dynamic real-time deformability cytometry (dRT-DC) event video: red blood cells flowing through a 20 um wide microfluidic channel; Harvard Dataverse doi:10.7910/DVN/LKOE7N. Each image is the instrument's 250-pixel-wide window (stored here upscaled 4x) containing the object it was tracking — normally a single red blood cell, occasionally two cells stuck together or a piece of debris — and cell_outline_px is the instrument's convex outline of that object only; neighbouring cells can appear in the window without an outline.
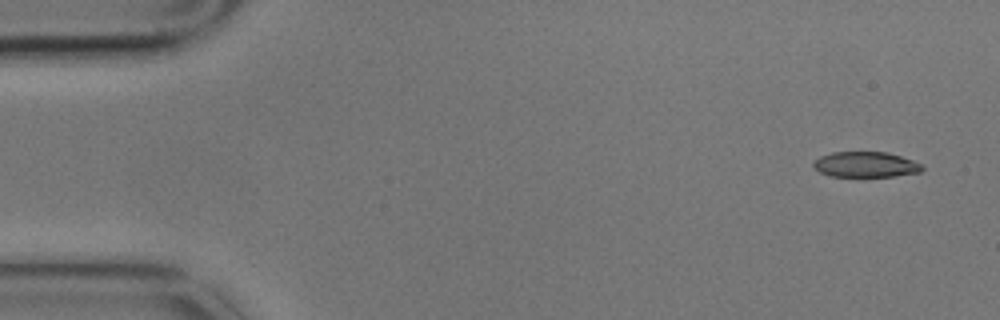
{"species": "common noctule bat (a hibernating species)", "species_latin": "Nyctalus noctula", "temperature_condition": "cold", "stored_images_in_passage": 5, "camera_frame_rate_fps": 3000, "um_per_image_px": 0.085, "animal": {"sex": "male", "body_mass_g": 17.9}, "frame": {"image": 1, "passage_image": 1, "time_ms": 0.0, "image_size_px": [1000, 320], "cell_outline_px": [[924, 168], [920, 172], [892, 176], [832, 176], [820, 172], [812, 164], [820, 156], [832, 152], [888, 152], [912, 160], [920, 164]], "centroid_in_image_um": [73.58, 13.98], "position_along_channel_um": 11.4, "area_um2": 15.9}}
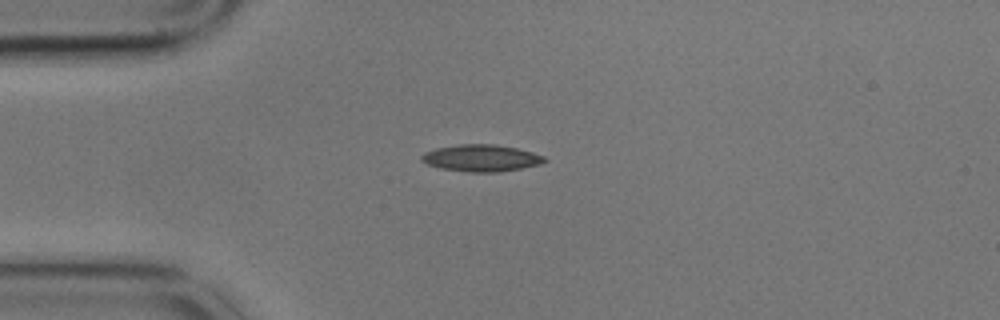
{"frame": {"image": 2, "passage_image": 4, "time_ms": 1.0, "image_size_px": [1000, 320], "cell_outline_px": [[548, 160], [540, 164], [500, 172], [468, 172], [440, 168], [428, 164], [420, 160], [420, 156], [424, 152], [436, 148], [460, 144], [496, 144], [516, 148], [532, 152], [544, 156]], "centroid_in_image_um": [40.89, 13.43], "position_along_channel_um": 44.1, "area_um2": 19.25}}